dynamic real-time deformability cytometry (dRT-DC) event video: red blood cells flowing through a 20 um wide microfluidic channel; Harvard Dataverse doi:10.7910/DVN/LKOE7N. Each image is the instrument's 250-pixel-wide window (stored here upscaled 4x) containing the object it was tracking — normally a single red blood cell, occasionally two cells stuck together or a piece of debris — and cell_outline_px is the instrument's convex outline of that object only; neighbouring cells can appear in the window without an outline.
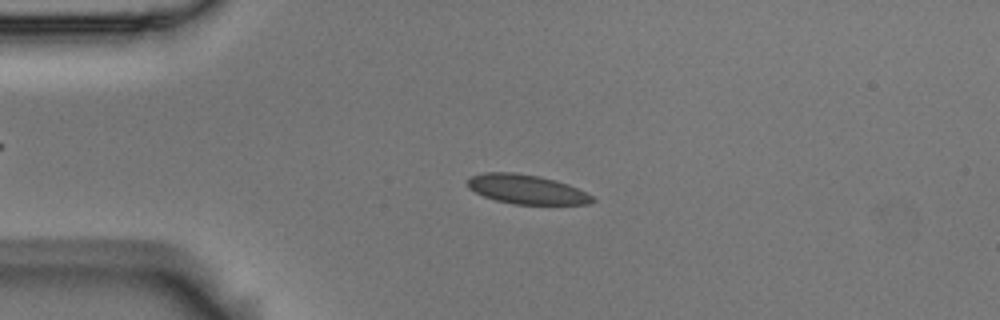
{"species": "Egyptian fruit bat (a non-hibernating species)", "species_latin": "Rousettus aegyptiacus", "temperature_condition": "room temperature", "stored_images_in_passage": 55, "camera_frame_rate_fps": 3000, "um_per_image_px": 0.085, "animal": {"sex": "male"}, "frame": {"image": 1, "passage_image": 13, "time_ms": 4.0, "image_size_px": [1000, 320], "cell_outline_px": [[596, 200], [588, 204], [512, 204], [496, 200], [484, 196], [468, 188], [468, 176], [484, 172], [512, 172], [540, 176], [556, 180], [568, 184], [592, 196]], "centroid_in_image_um": [44.73, 16.08], "position_along_channel_um": 40.3, "area_um2": 21.27}}
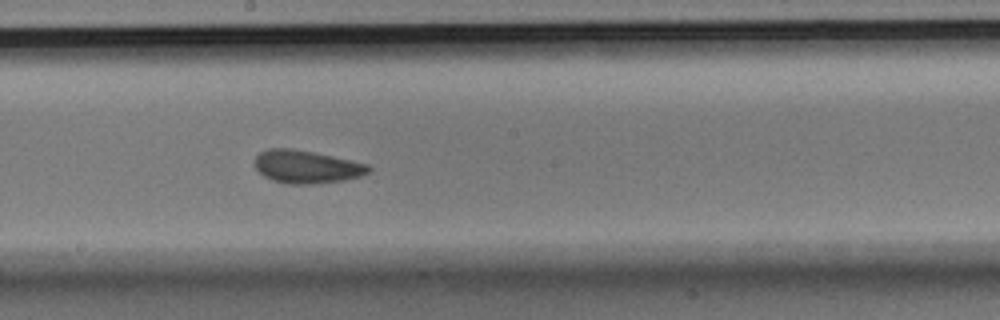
{"frame": {"image": 2, "passage_image": 30, "time_ms": 9.667, "image_size_px": [1000, 320], "cell_outline_px": [[372, 168], [368, 172], [360, 176], [344, 180], [312, 184], [288, 184], [272, 180], [264, 176], [256, 168], [256, 156], [260, 152], [268, 148], [292, 148], [332, 156], [368, 164]], "centroid_in_image_um": [26.05, 14.17], "position_along_channel_um": 222.1, "area_um2": 21.68}}
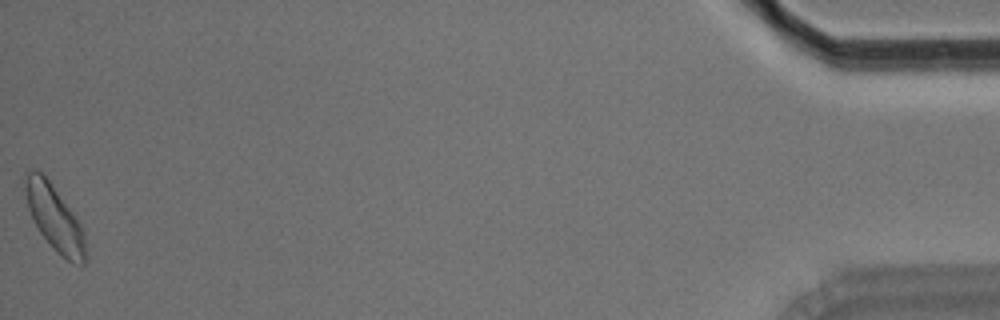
{"frame": {"image": 3, "passage_image": 55, "time_ms": 18.0, "image_size_px": [1000, 320], "cell_outline_px": [[84, 264], [72, 264], [60, 256], [56, 252], [40, 232], [28, 208], [24, 192], [24, 184], [28, 172], [32, 168], [36, 168], [48, 180], [76, 216], [84, 228]], "centroid_in_image_um": [4.63, 18.53], "position_along_channel_um": 430.6, "area_um2": 22.72}, "authors_computed_cell_mechanics": {"area_um2": 21.1548, "velocity_mm_per_s": 3.6677, "shape_relaxation_time_tau1_ms": 7.334, "shape_relaxation_time_tau2_ms": 2.3765, "deformation_change_tau1": 0.0931, "deformation_change_tau2": 0.0795}}